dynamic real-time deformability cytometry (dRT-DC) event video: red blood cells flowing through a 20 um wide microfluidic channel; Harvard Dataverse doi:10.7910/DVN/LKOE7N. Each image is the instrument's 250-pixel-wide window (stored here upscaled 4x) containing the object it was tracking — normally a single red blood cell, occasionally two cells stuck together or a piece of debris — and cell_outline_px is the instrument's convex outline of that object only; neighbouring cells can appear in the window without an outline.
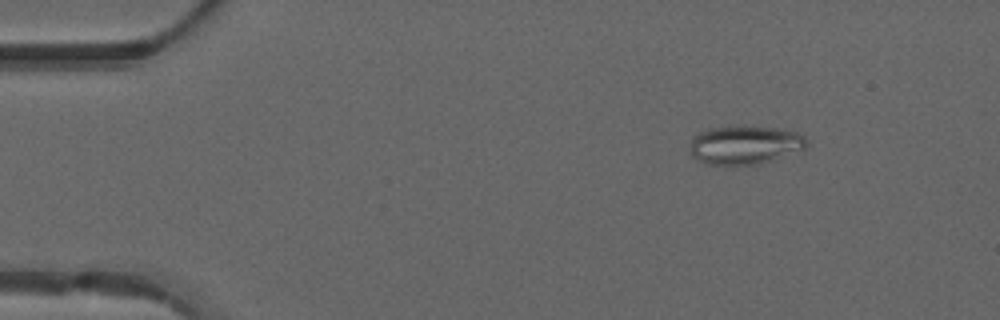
{"species": "common noctule bat (a hibernating species)", "species_latin": "Nyctalus noctula", "temperature_condition": "warm", "stored_images_in_passage": 19, "camera_frame_rate_fps": 3000, "um_per_image_px": 0.085, "animal": {"sex": "male", "forearm_length_mm": 52.5}, "frame": {"image": 1, "passage_image": 1, "time_ms": 0.0, "image_size_px": [1000, 320], "cell_outline_px": [[808, 144], [804, 152], [756, 164], [708, 164], [696, 160], [692, 156], [692, 136], [708, 128], [744, 124], [784, 128], [796, 132], [804, 136]], "centroid_in_image_um": [63.4, 12.28], "position_along_channel_um": 21.6, "area_um2": 27.05}}
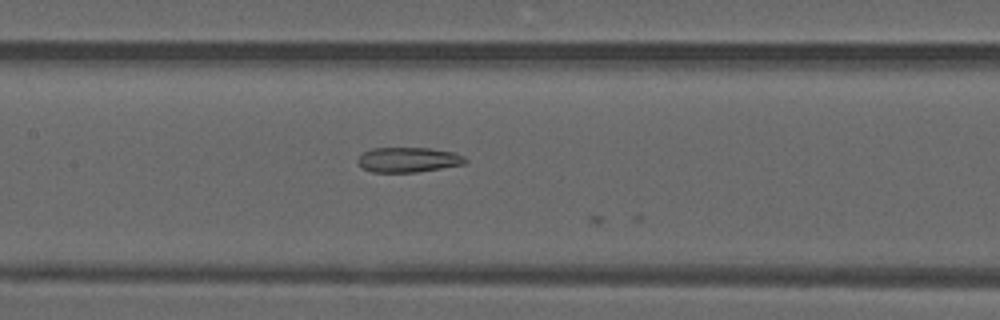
{"frame": {"image": 2, "passage_image": 18, "time_ms": 5.667, "image_size_px": [1000, 320], "cell_outline_px": [[468, 160], [464, 164], [416, 172], [372, 172], [364, 168], [356, 160], [364, 152], [372, 148], [428, 148], [452, 152], [464, 156]], "centroid_in_image_um": [34.7, 13.57], "position_along_channel_um": 172.7, "area_um2": 15.43}}